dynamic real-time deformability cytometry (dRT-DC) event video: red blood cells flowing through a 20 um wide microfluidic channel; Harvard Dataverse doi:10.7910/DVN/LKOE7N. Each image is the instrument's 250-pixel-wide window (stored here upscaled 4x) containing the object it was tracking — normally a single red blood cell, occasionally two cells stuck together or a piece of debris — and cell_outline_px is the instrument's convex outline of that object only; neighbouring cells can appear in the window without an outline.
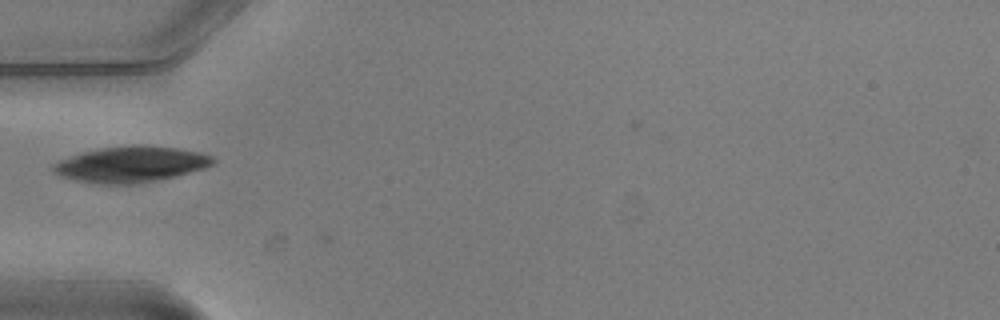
{"species": "common noctule bat (a hibernating species)", "species_latin": "Nyctalus noctula", "temperature_condition": "warm", "stored_images_in_passage": 2, "camera_frame_rate_fps": 3000, "um_per_image_px": 0.085, "animal": {"sex": "male", "body_mass_g": 20.5, "forearm_length_mm": 52.5}, "frame": {"image": 1, "passage_image": 1, "time_ms": 0.0, "image_size_px": [1000, 320], "cell_outline_px": [[216, 160], [212, 164], [204, 168], [176, 176], [160, 180], [140, 184], [92, 184], [60, 176], [52, 172], [52, 164], [60, 160], [80, 152], [100, 148], [132, 144], [140, 144], [176, 148], [200, 152], [212, 156]], "centroid_in_image_um": [11.09, 13.97], "position_along_channel_um": 73.9, "area_um2": 33.87}}